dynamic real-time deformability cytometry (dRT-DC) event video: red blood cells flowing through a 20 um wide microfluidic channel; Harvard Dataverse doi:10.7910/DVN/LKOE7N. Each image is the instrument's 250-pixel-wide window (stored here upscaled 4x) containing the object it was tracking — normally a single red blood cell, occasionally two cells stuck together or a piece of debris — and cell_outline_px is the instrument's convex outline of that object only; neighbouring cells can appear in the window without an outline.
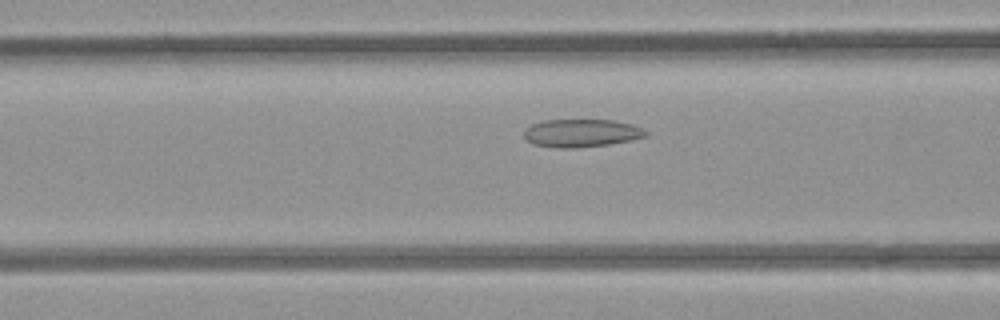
{"species": "common noctule bat (a hibernating species)", "species_latin": "Nyctalus noctula", "temperature_condition": "room temperature", "stored_images_in_passage": 40, "camera_frame_rate_fps": 3000, "um_per_image_px": 0.085, "animal": {"sex": "female", "body_mass_g": 21.9}, "frame": {"image": 1, "passage_image": 13, "time_ms": 4.0, "image_size_px": [1000, 320], "cell_outline_px": [[648, 136], [632, 140], [608, 144], [572, 148], [560, 148], [532, 144], [524, 140], [524, 128], [532, 124], [544, 120], [616, 120], [632, 124], [648, 132]], "centroid_in_image_um": [49.39, 11.31], "position_along_channel_um": 117.2, "area_um2": 19.94}}
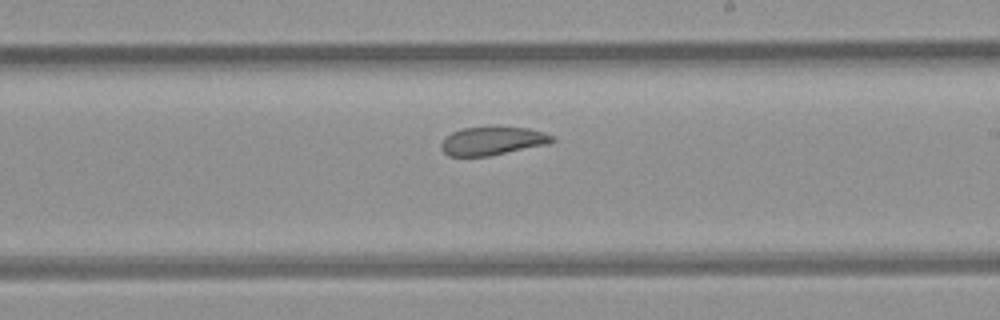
{"frame": {"image": 2, "passage_image": 23, "time_ms": 7.333, "image_size_px": [1000, 320], "cell_outline_px": [[556, 140], [548, 144], [488, 156], [448, 156], [440, 148], [440, 144], [452, 132], [460, 128], [496, 124], [528, 128], [544, 132], [552, 136]], "centroid_in_image_um": [41.86, 11.93], "position_along_channel_um": 247.1, "area_um2": 18.96}}
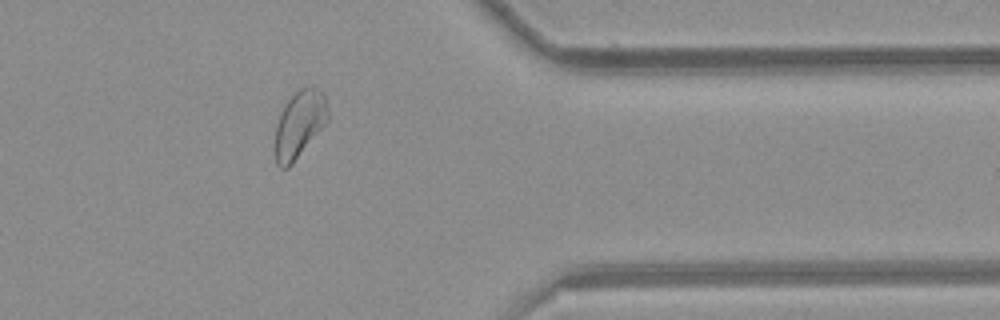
{"frame": {"image": 3, "passage_image": 35, "time_ms": 11.333, "image_size_px": [1000, 320], "cell_outline_px": [[328, 120], [292, 164], [288, 168], [280, 168], [276, 164], [276, 124], [280, 112], [284, 104], [304, 84], [312, 84], [320, 88], [324, 92], [328, 112]], "centroid_in_image_um": [25.46, 10.48], "position_along_channel_um": 385.9, "area_um2": 20.75}, "authors_computed_cell_mechanics": {"area_um2": 20.3167, "velocity_mm_per_s": 3.8954, "shape_relaxation_time_tau1_ms": null, "shape_relaxation_time_tau2_ms": 2.6847, "deformation_change_tau1": null, "deformation_change_tau2": 0.0866}}